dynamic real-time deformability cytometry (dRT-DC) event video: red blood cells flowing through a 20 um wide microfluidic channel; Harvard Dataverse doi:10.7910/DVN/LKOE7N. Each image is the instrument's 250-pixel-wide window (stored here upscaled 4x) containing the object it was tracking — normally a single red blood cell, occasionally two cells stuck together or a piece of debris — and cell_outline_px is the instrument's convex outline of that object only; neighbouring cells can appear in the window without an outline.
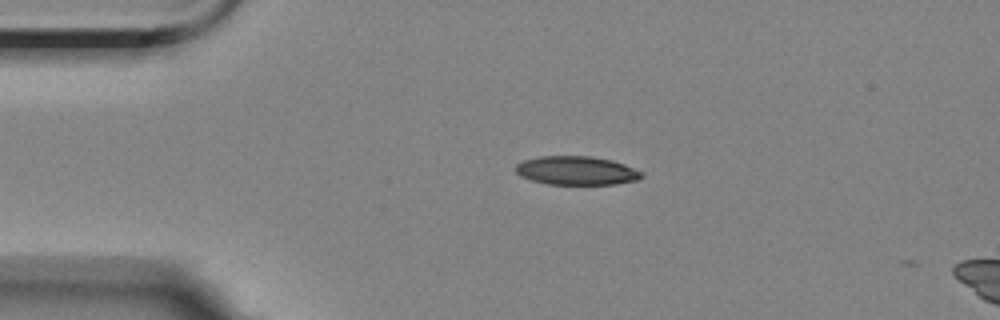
{"species": "Egyptian fruit bat (a non-hibernating species)", "species_latin": "Rousettus aegyptiacus", "temperature_condition": "room temperature", "stored_images_in_passage": 3, "camera_frame_rate_fps": 3000, "um_per_image_px": 0.085, "animal": {"sex": "female"}, "frame": {"image": 1, "passage_image": 1, "time_ms": 0.0, "image_size_px": [1000, 320], "cell_outline_px": [[644, 176], [636, 180], [616, 184], [548, 184], [532, 180], [520, 176], [512, 168], [516, 164], [524, 160], [540, 156], [592, 156], [612, 160], [624, 164], [644, 172]], "centroid_in_image_um": [48.99, 14.49], "position_along_channel_um": 36.0, "area_um2": 21.21}}